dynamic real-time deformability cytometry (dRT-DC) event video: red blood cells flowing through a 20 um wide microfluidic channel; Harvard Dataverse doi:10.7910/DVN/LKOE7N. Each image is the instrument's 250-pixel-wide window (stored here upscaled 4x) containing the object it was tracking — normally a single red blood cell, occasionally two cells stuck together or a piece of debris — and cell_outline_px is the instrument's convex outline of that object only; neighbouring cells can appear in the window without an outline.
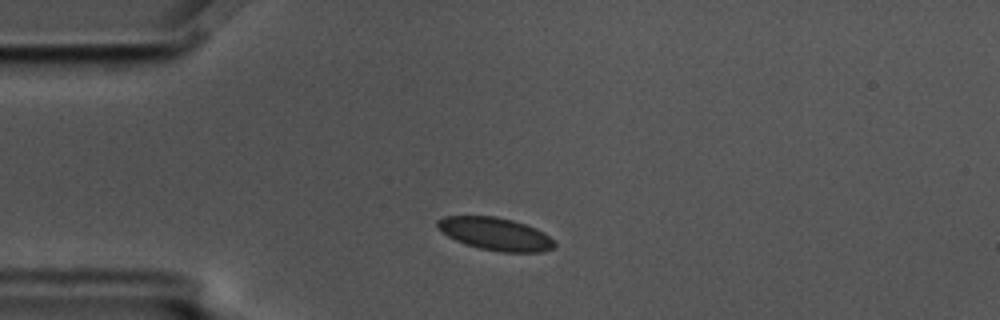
{"species": "common noctule bat (a hibernating species)", "species_latin": "Nyctalus noctula", "temperature_condition": "cold", "stored_images_in_passage": 12, "camera_frame_rate_fps": 3000, "um_per_image_px": 0.085, "animal": {"sex": "male", "body_mass_g": 17.5, "forearm_length_mm": 52.3}, "frame": {"image": 1, "passage_image": 1, "time_ms": 0.0, "image_size_px": [1000, 320], "cell_outline_px": [[556, 244], [552, 248], [544, 252], [504, 252], [480, 248], [456, 240], [448, 236], [436, 228], [436, 220], [444, 216], [496, 216], [512, 220], [536, 228], [544, 232]], "centroid_in_image_um": [42.09, 19.87], "position_along_channel_um": 42.9, "area_um2": 22.2}}
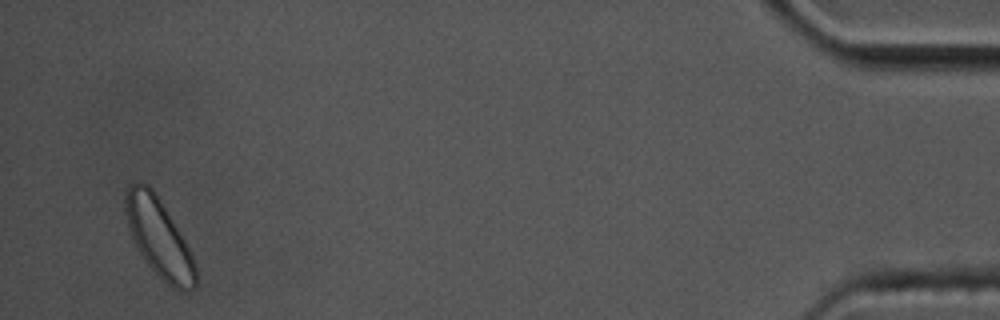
{"frame": {"image": 2, "passage_image": 12, "time_ms": 3.667, "image_size_px": [1000, 320], "cell_outline_px": [[196, 284], [192, 288], [172, 288], [144, 260], [136, 248], [128, 228], [124, 212], [124, 196], [128, 184], [136, 180], [148, 184], [152, 188], [160, 200], [184, 240], [196, 264]], "centroid_in_image_um": [13.44, 20.12], "position_along_channel_um": 421.8, "area_um2": 31.73}}